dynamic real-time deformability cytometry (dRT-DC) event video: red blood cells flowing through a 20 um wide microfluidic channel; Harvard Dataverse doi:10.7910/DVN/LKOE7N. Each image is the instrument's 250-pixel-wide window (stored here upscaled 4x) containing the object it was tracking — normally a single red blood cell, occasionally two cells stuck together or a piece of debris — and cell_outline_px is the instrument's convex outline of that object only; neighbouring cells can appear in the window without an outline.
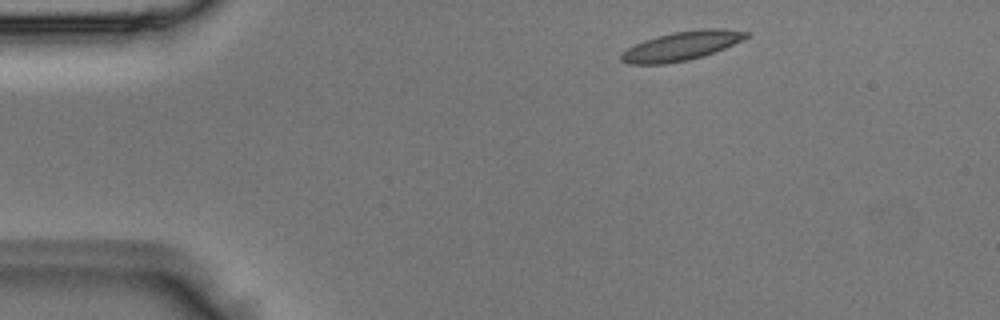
{"species": "Egyptian fruit bat (a non-hibernating species)", "species_latin": "Rousettus aegyptiacus", "temperature_condition": "room temperature", "stored_images_in_passage": 2, "camera_frame_rate_fps": 3000, "um_per_image_px": 0.085, "animal": {"sex": "male"}, "frame": {"image": 1, "passage_image": 1, "time_ms": 0.0, "image_size_px": [1000, 320], "cell_outline_px": [[752, 32], [748, 36], [724, 48], [704, 56], [688, 60], [664, 64], [628, 64], [620, 60], [620, 56], [628, 48], [644, 40], [656, 36], [672, 32], [700, 28], [724, 28]], "centroid_in_image_um": [57.94, 3.89], "position_along_channel_um": 27.1, "area_um2": 21.15}}